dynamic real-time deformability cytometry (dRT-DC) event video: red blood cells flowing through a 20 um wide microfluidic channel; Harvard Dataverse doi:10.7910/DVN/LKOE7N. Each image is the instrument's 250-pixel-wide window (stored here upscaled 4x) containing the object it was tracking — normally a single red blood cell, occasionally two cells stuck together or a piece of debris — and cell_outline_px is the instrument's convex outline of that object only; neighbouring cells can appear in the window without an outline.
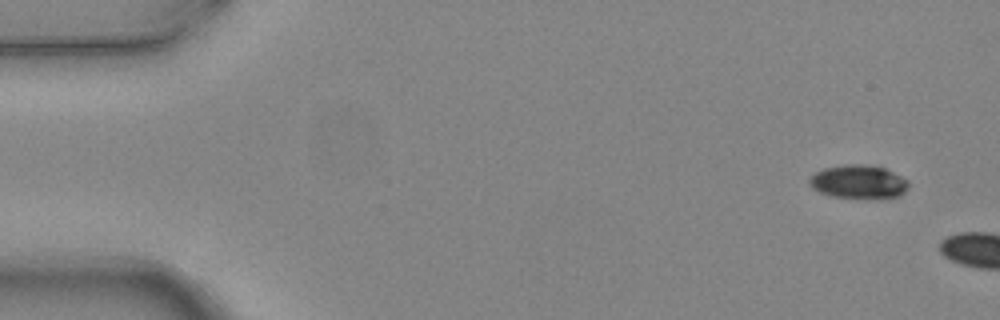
{"species": "common noctule bat (a hibernating species)", "species_latin": "Nyctalus noctula", "temperature_condition": "warm", "stored_images_in_passage": 5, "segment_of_instrument_passage": [2, 2], "camera_frame_rate_fps": 3000, "um_per_image_px": 0.085, "animal": {"sex": "female", "body_mass_g": 24.6, "forearm_length_mm": 56.2}, "frame": {"image": 1, "passage_image": 5, "time_ms": 1.333, "image_size_px": [1000, 320], "cell_outline_px": [[908, 188], [900, 196], [868, 200], [832, 196], [820, 192], [812, 188], [808, 184], [808, 180], [816, 172], [824, 168], [848, 164], [864, 164], [884, 168], [908, 180]], "centroid_in_image_um": [72.98, 15.48], "position_along_channel_um": 12.0, "area_um2": 19.65}}